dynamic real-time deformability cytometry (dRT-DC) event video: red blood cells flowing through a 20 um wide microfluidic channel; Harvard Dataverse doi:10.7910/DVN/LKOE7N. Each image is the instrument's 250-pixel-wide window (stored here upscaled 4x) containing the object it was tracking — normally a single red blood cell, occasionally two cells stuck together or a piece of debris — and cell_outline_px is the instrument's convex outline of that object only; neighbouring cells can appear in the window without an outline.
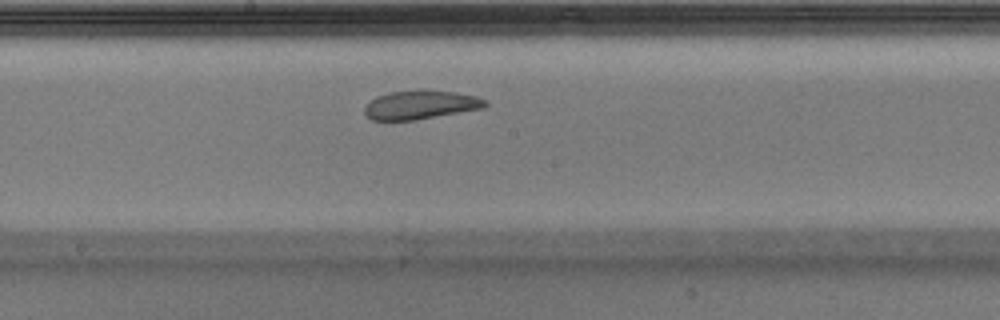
{"species": "Egyptian fruit bat (a non-hibernating species)", "species_latin": "Rousettus aegyptiacus", "temperature_condition": "warm", "stored_images_in_passage": 42, "camera_frame_rate_fps": 3000, "um_per_image_px": 0.085, "animal": {"sex": "male"}, "frame": {"image": 1, "passage_image": 19, "time_ms": 6.0, "image_size_px": [1000, 320], "cell_outline_px": [[488, 104], [484, 108], [416, 120], [372, 120], [364, 112], [364, 108], [376, 96], [388, 92], [420, 88], [424, 88], [456, 92], [476, 96], [488, 100]], "centroid_in_image_um": [35.79, 8.88], "position_along_channel_um": 212.4, "area_um2": 20.69}, "authors_computed_cell_mechanics": {"area_um2": 22.2241, "velocity_mm_per_s": 3.9172, "shape_relaxation_time_tau1_ms": null, "shape_relaxation_time_tau2_ms": 1.3506, "deformation_change_tau1": null, "deformation_change_tau2": 0.0409}}